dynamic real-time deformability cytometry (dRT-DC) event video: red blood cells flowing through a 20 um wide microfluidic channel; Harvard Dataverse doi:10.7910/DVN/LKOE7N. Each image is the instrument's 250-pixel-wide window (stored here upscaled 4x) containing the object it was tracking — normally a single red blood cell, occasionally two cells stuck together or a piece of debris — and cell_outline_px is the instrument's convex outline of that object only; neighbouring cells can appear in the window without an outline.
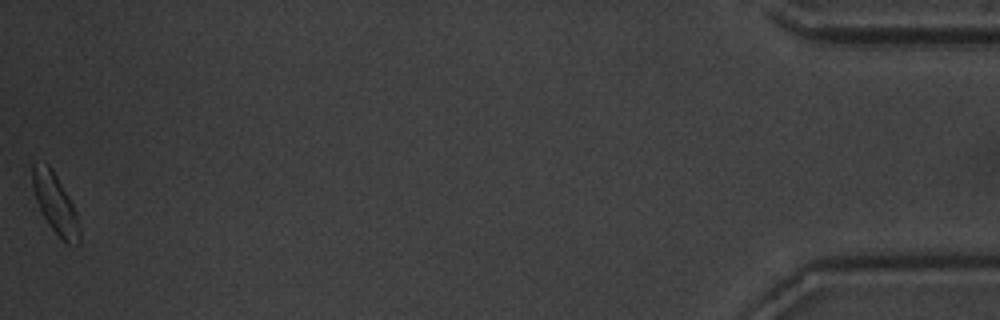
{"species": "common noctule bat (a hibernating species)", "species_latin": "Nyctalus noctula", "temperature_condition": "warm", "stored_images_in_passage": 51, "camera_frame_rate_fps": 3000, "um_per_image_px": 0.085, "animal": {"sex": "male", "body_mass_g": 20.1, "forearm_length_mm": 53.5}, "frame": {"image": 1, "passage_image": 51, "time_ms": 16.667, "image_size_px": [1000, 320], "cell_outline_px": [[80, 244], [68, 244], [48, 224], [36, 200], [32, 188], [32, 164], [48, 164], [52, 168], [68, 196], [76, 212], [80, 228]], "centroid_in_image_um": [4.7, 17.31], "position_along_channel_um": 430.5, "area_um2": 16.01}, "authors_computed_cell_mechanics": {"area_um2": 16.5308, "velocity_mm_per_s": 3.6785, "shape_relaxation_time_tau1_ms": 3.0011, "shape_relaxation_time_tau2_ms": null, "deformation_change_tau1": 0.1189, "deformation_change_tau2": null}}